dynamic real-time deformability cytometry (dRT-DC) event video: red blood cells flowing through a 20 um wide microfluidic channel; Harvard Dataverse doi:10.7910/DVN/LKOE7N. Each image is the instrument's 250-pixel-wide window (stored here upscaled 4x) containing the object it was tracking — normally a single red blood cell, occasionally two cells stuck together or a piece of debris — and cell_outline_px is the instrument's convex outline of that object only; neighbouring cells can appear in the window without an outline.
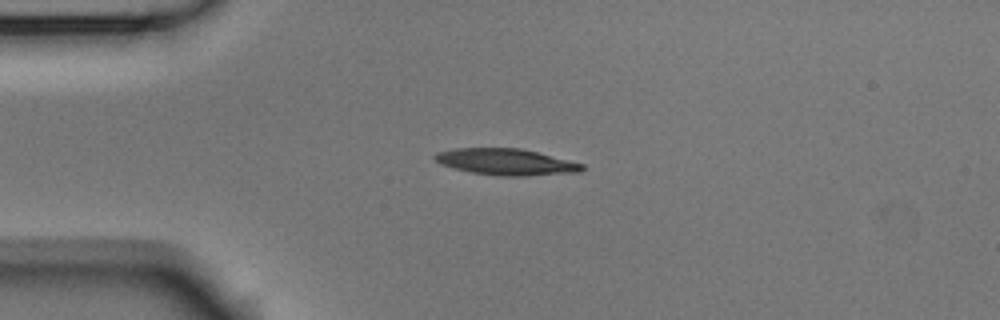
{"species": "Egyptian fruit bat (a non-hibernating species)", "species_latin": "Rousettus aegyptiacus", "temperature_condition": "room temperature", "stored_images_in_passage": 5, "camera_frame_rate_fps": 3000, "um_per_image_px": 0.085, "animal": {"sex": "male"}, "frame": {"image": 1, "passage_image": 2, "time_ms": 0.333, "image_size_px": [1000, 320], "cell_outline_px": [[584, 168], [580, 172], [524, 176], [500, 176], [472, 172], [440, 164], [432, 156], [436, 152], [456, 148], [520, 148], [584, 164]], "centroid_in_image_um": [43.0, 13.76], "position_along_channel_um": 42.0, "area_um2": 22.43}}
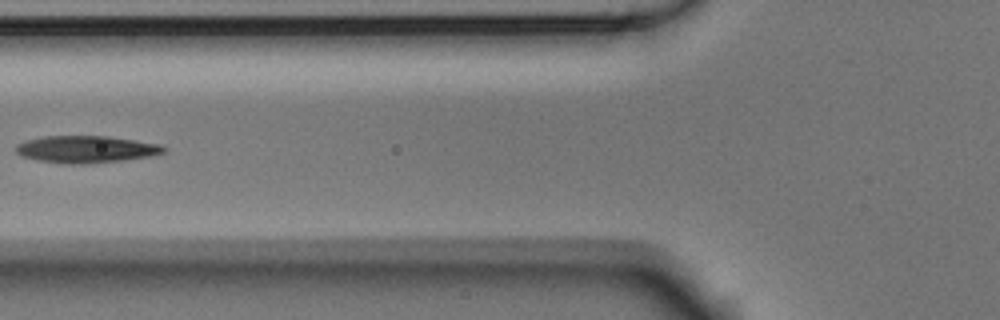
{"frame": {"image": 2, "passage_image": 4, "time_ms": 1.0, "image_size_px": [1000, 320], "cell_outline_px": [[164, 152], [148, 156], [124, 160], [84, 164], [68, 164], [36, 160], [24, 156], [16, 152], [16, 144], [24, 140], [44, 136], [108, 136], [160, 144], [164, 148]], "centroid_in_image_um": [7.27, 12.68], "position_along_channel_um": 118.5, "area_um2": 23.18}}
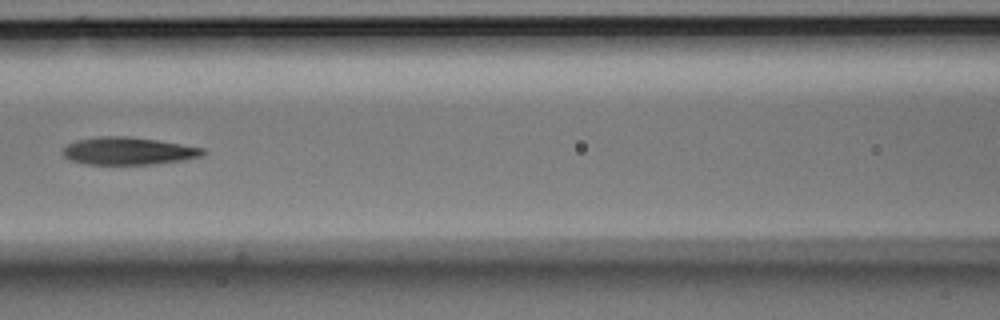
{"frame": {"image": 3, "passage_image": 5, "time_ms": 1.333, "image_size_px": [1000, 320], "cell_outline_px": [[208, 152], [204, 156], [184, 160], [152, 164], [88, 164], [68, 160], [60, 152], [68, 144], [76, 140], [100, 136], [128, 136], [156, 140], [204, 148]], "centroid_in_image_um": [10.91, 12.83], "position_along_channel_um": 155.7, "area_um2": 22.6}}